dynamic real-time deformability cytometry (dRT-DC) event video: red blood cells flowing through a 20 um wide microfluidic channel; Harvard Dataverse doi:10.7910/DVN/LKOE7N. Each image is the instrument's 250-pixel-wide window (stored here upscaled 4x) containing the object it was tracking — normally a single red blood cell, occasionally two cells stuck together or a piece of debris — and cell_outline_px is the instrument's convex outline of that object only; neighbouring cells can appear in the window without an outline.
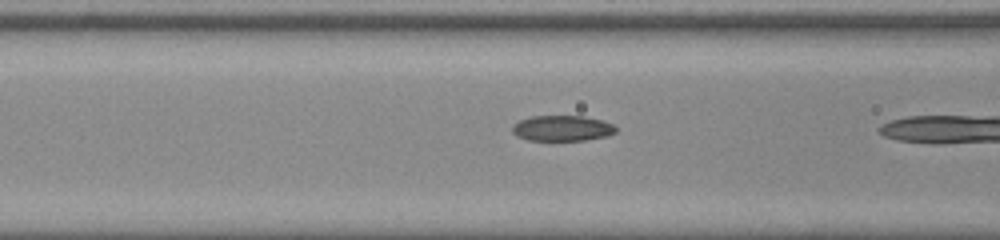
{"species": "common noctule bat (a hibernating species)", "species_latin": "Nyctalus noctula", "temperature_condition": "room temperature", "stored_images_in_passage": 16, "camera_frame_rate_fps": 3000, "um_per_image_px": 0.085, "animal": {"sex": "male", "body_mass_g": 20.0, "forearm_length_mm": 53.3}, "frame": {"image": 1, "passage_image": 15, "time_ms": 4.667, "image_size_px": [1000, 240], "cell_outline_px": [[616, 132], [608, 136], [584, 140], [528, 140], [516, 136], [512, 132], [512, 124], [520, 120], [532, 116], [584, 116], [600, 120], [612, 124], [616, 128]], "centroid_in_image_um": [47.76, 10.9], "position_along_channel_um": 118.8, "area_um2": 15.43}}